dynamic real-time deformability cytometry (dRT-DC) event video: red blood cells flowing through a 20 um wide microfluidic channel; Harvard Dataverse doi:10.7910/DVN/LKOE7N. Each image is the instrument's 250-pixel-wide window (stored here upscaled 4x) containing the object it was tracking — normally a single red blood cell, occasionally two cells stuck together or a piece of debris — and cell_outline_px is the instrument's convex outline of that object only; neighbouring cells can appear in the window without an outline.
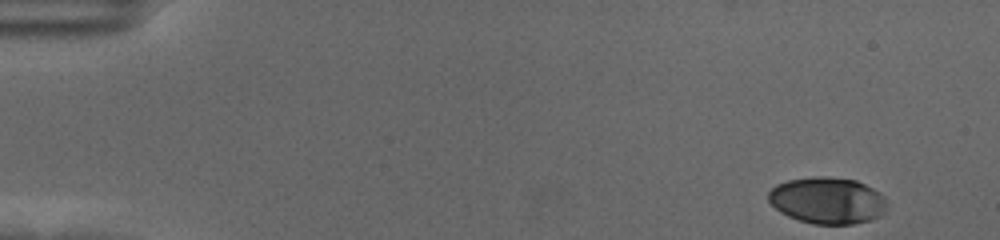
{"species": "human", "species_latin": "Homo sapiens", "temperature_condition": "cold", "stored_images_in_passage": 48, "camera_frame_rate_fps": 3000, "um_per_image_px": 0.085, "donor": {"sex": "female"}, "frame": {"image": 1, "passage_image": 1, "time_ms": 0.0, "image_size_px": [1000, 240], "cell_outline_px": [[888, 204], [884, 212], [880, 216], [872, 220], [852, 224], [812, 224], [788, 216], [780, 212], [768, 200], [768, 192], [776, 184], [788, 180], [816, 176], [820, 176], [856, 180], [880, 192], [884, 196]], "centroid_in_image_um": [70.35, 17.04], "position_along_channel_um": 14.7, "area_um2": 32.31}}
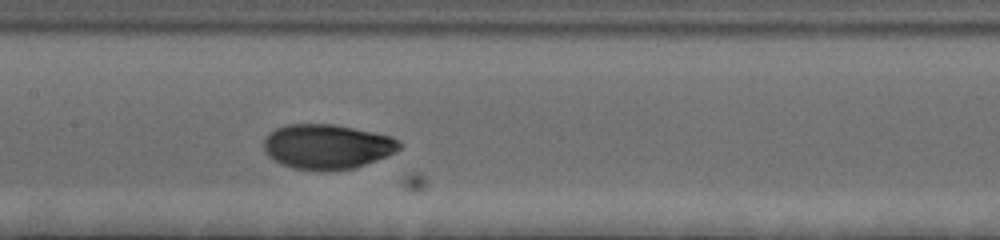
{"frame": {"image": 2, "passage_image": 27, "time_ms": 8.667, "image_size_px": [1000, 240], "cell_outline_px": [[404, 144], [396, 152], [388, 156], [352, 168], [328, 172], [324, 172], [292, 168], [280, 164], [268, 156], [264, 152], [264, 140], [268, 132], [276, 128], [288, 124], [336, 124], [392, 136], [400, 140]], "centroid_in_image_um": [27.81, 12.47], "position_along_channel_um": 179.6, "area_um2": 36.01}}
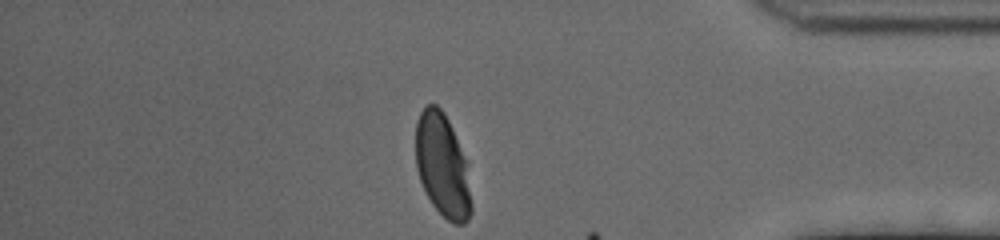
{"frame": {"image": 3, "passage_image": 48, "time_ms": 15.667, "image_size_px": [1000, 240], "cell_outline_px": [[472, 212], [468, 220], [464, 224], [452, 224], [432, 204], [420, 180], [416, 168], [416, 120], [420, 112], [428, 104], [436, 104], [444, 112], [448, 120], [464, 160], [472, 204]], "centroid_in_image_um": [37.58, 14.09], "position_along_channel_um": 397.6, "area_um2": 32.77}}